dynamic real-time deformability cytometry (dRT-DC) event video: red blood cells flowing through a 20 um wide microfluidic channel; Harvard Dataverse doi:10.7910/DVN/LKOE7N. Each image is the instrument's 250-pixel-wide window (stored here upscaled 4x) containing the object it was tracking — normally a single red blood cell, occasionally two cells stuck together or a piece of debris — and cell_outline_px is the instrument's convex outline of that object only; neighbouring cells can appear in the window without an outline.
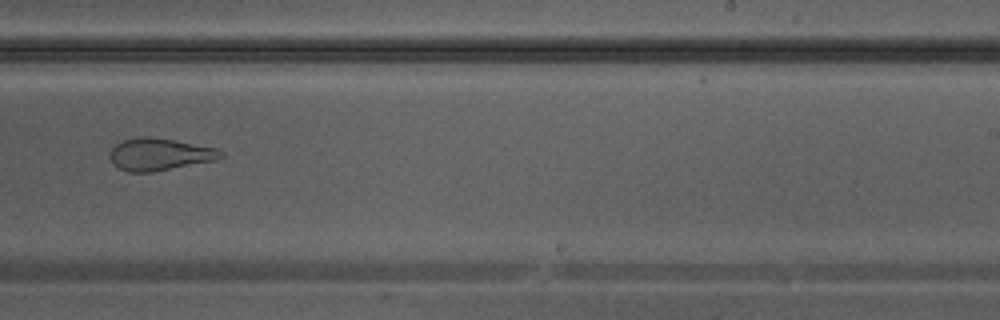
{"species": "Egyptian fruit bat (a non-hibernating species)", "species_latin": "Rousettus aegyptiacus", "temperature_condition": "warm", "stored_images_in_passage": 38, "camera_frame_rate_fps": 3000, "um_per_image_px": 0.085, "animal": {"sex": "male"}, "frame": {"image": 1, "passage_image": 27, "time_ms": 8.667, "image_size_px": [1000, 320], "cell_outline_px": [[224, 156], [216, 160], [152, 172], [128, 172], [112, 164], [112, 148], [116, 144], [124, 140], [140, 136], [148, 136], [172, 140], [216, 148], [224, 152]], "centroid_in_image_um": [13.59, 13.12], "position_along_channel_um": 275.4, "area_um2": 20.52}}
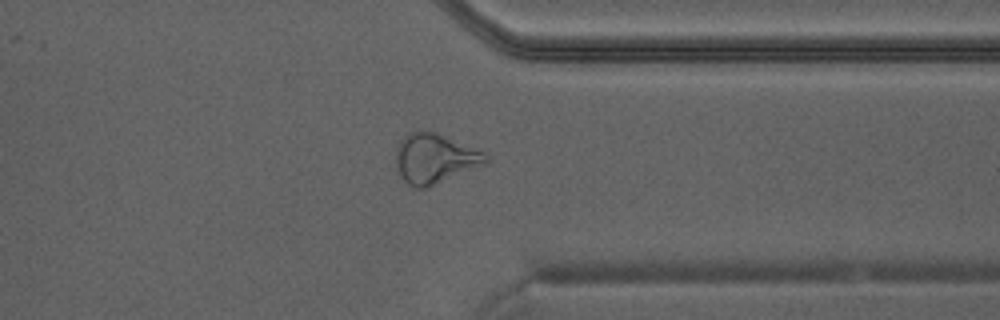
{"frame": {"image": 2, "passage_image": 33, "time_ms": 10.667, "image_size_px": [1000, 320], "cell_outline_px": [[488, 160], [484, 164], [424, 188], [416, 188], [408, 184], [396, 172], [396, 148], [400, 140], [404, 136], [412, 132], [436, 132], [484, 152], [488, 156]], "centroid_in_image_um": [36.9, 13.47], "position_along_channel_um": 374.5, "area_um2": 25.55}}